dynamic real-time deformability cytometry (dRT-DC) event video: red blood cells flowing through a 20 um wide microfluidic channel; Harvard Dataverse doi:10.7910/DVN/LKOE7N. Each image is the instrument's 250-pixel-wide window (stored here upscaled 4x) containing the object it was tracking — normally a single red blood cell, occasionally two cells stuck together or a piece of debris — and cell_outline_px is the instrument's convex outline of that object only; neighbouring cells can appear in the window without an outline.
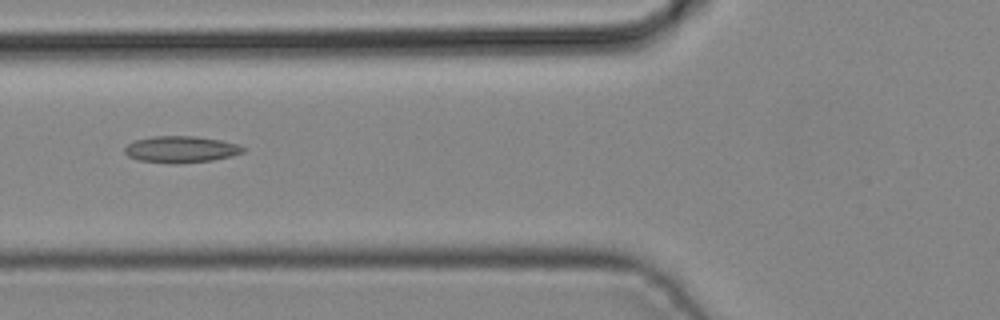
{"species": "common noctule bat (a hibernating species)", "species_latin": "Nyctalus noctula", "temperature_condition": "cold", "stored_images_in_passage": 2, "camera_frame_rate_fps": 3000, "um_per_image_px": 0.085, "animal": {"sex": "male", "body_mass_g": 19.2, "forearm_length_mm": 51.8}, "frame": {"image": 1, "passage_image": 2, "time_ms": 0.333, "image_size_px": [1000, 320], "cell_outline_px": [[248, 148], [244, 152], [232, 156], [212, 160], [176, 164], [172, 164], [140, 160], [128, 156], [124, 152], [124, 148], [128, 144], [136, 140], [152, 136], [196, 136], [220, 140], [236, 144]], "centroid_in_image_um": [15.4, 12.7], "position_along_channel_um": 110.4, "area_um2": 18.38}}